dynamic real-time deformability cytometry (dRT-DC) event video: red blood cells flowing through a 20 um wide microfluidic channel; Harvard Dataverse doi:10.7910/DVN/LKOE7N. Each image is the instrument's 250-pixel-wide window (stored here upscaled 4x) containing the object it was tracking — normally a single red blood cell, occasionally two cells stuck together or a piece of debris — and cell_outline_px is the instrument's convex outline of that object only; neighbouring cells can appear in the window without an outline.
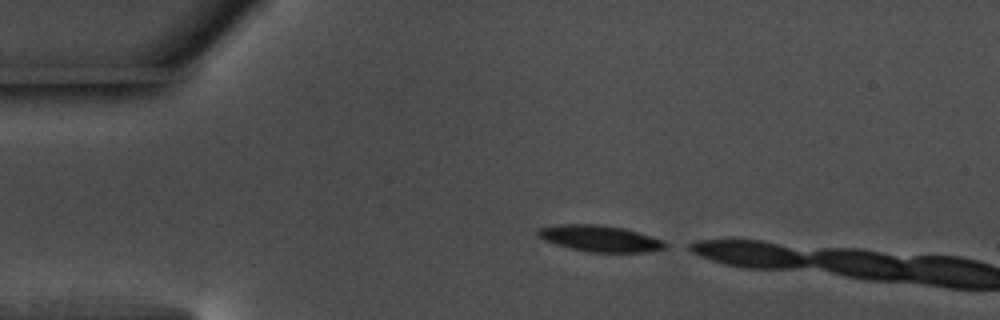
{"species": "common noctule bat (a hibernating species)", "species_latin": "Nyctalus noctula", "temperature_condition": "warm", "stored_images_in_passage": 4, "camera_frame_rate_fps": 3000, "um_per_image_px": 0.085, "animal": {"sex": "male", "body_mass_g": 17.5, "forearm_length_mm": 52.3}, "frame": {"image": 1, "passage_image": 1, "time_ms": 0.0, "image_size_px": [1000, 320], "cell_outline_px": [[668, 248], [648, 252], [588, 252], [556, 244], [544, 240], [536, 236], [536, 232], [540, 228], [556, 224], [600, 224], [624, 228], [660, 240], [668, 244]], "centroid_in_image_um": [50.96, 20.27], "position_along_channel_um": 34.0, "area_um2": 19.42}}